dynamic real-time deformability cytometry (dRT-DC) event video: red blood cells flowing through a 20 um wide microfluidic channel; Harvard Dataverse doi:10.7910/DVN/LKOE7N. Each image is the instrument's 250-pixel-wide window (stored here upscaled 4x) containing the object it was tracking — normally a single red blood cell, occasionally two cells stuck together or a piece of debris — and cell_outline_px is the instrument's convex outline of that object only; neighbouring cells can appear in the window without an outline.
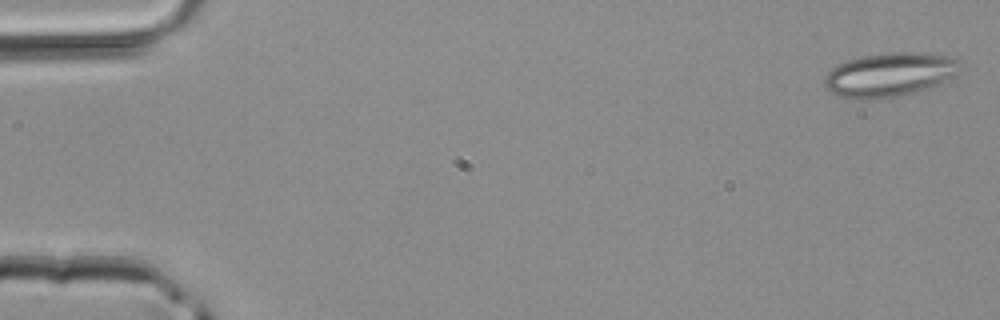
{"species": "common noctule bat (a hibernating species)", "species_latin": "Nyctalus noctula", "temperature_condition": "room temperature", "stored_images_in_passage": 44, "camera_frame_rate_fps": 3000, "um_per_image_px": 0.085, "animal": {"sex": "male", "body_mass_g": 20.4}, "frame": {"image": 1, "passage_image": 1, "time_ms": 0.0, "image_size_px": [1000, 320], "cell_outline_px": [[964, 64], [960, 72], [936, 84], [912, 92], [896, 96], [868, 100], [856, 100], [840, 96], [832, 92], [824, 84], [824, 76], [832, 68], [848, 60], [864, 56], [888, 52], [924, 52], [956, 56]], "centroid_in_image_um": [75.67, 6.32], "position_along_channel_um": 9.3, "area_um2": 34.85}}
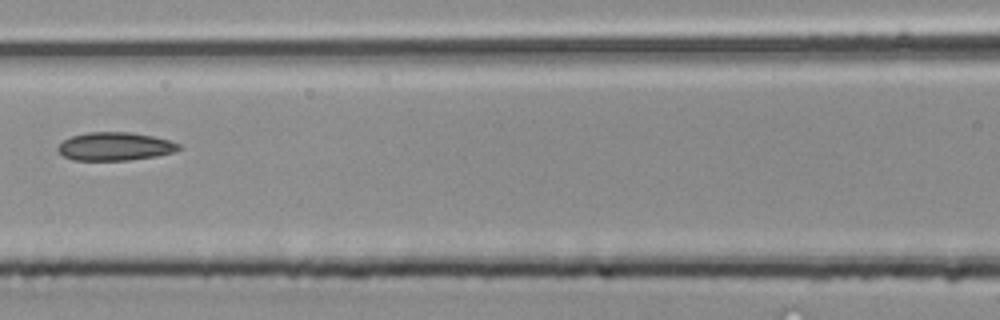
{"frame": {"image": 2, "passage_image": 20, "time_ms": 6.333, "image_size_px": [1000, 320], "cell_outline_px": [[184, 148], [172, 152], [156, 156], [128, 160], [72, 160], [64, 156], [56, 148], [64, 140], [72, 136], [88, 132], [132, 132], [152, 136], [168, 140], [180, 144]], "centroid_in_image_um": [9.79, 12.44], "position_along_channel_um": 156.8, "area_um2": 19.83}}
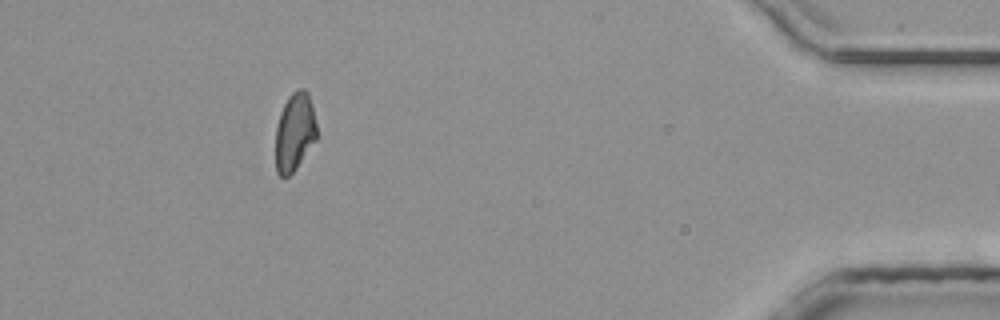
{"frame": {"image": 3, "passage_image": 40, "time_ms": 13.0, "image_size_px": [1000, 320], "cell_outline_px": [[316, 140], [296, 168], [288, 176], [280, 176], [276, 172], [276, 128], [280, 112], [288, 96], [292, 92], [300, 88], [304, 88], [308, 92], [316, 124]], "centroid_in_image_um": [25.03, 11.21], "position_along_channel_um": 410.2, "area_um2": 18.61}}